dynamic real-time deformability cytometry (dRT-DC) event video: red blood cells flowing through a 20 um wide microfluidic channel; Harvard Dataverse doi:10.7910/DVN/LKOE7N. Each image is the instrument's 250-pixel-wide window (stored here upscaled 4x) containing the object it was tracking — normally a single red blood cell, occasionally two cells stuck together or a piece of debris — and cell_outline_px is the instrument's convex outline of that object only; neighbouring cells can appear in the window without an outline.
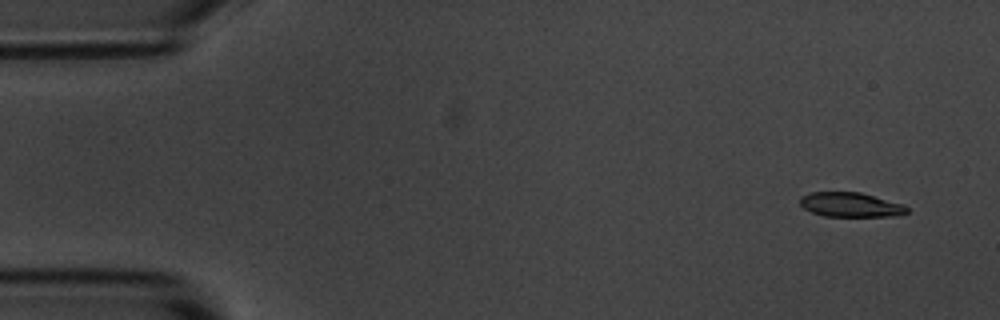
{"species": "common noctule bat (a hibernating species)", "species_latin": "Nyctalus noctula", "temperature_condition": "room temperature", "stored_images_in_passage": 10, "camera_frame_rate_fps": 3000, "um_per_image_px": 0.085, "animal": {"sex": "male", "body_mass_g": 20.1, "forearm_length_mm": 53.5}, "frame": {"image": 1, "passage_image": 1, "time_ms": 0.0, "image_size_px": [1000, 320], "cell_outline_px": [[908, 212], [900, 216], [824, 216], [812, 212], [804, 208], [800, 204], [800, 196], [812, 192], [860, 192], [904, 204], [908, 208]], "centroid_in_image_um": [72.32, 17.4], "position_along_channel_um": 12.7, "area_um2": 15.32}}
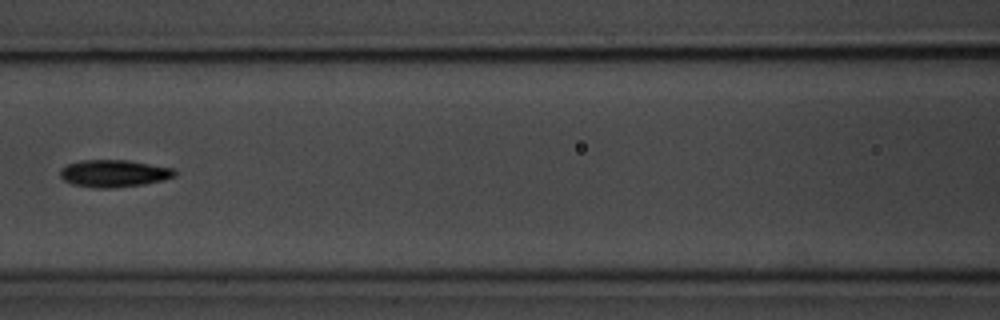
{"frame": {"image": 2, "passage_image": 7, "time_ms": 7.0, "image_size_px": [1000, 320], "cell_outline_px": [[176, 176], [164, 180], [144, 184], [112, 188], [92, 188], [72, 184], [64, 180], [60, 176], [60, 168], [68, 164], [84, 160], [128, 160], [176, 168]], "centroid_in_image_um": [9.71, 14.74], "position_along_channel_um": 156.9, "area_um2": 18.38}}
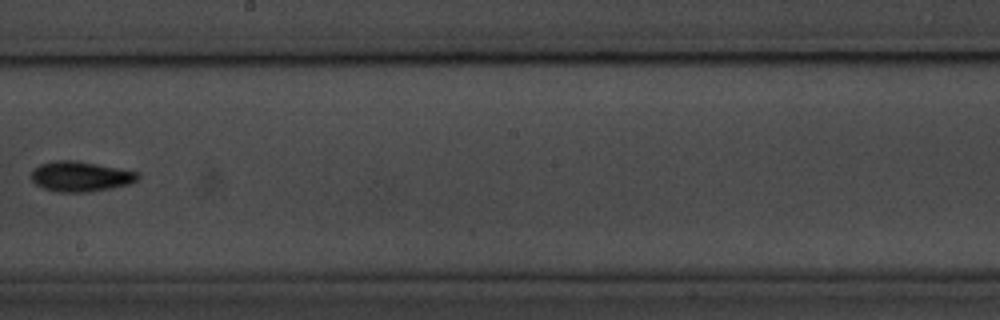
{"frame": {"image": 3, "passage_image": 9, "time_ms": 9.333, "image_size_px": [1000, 320], "cell_outline_px": [[140, 176], [132, 184], [92, 192], [56, 192], [44, 188], [36, 184], [32, 180], [32, 172], [40, 164], [52, 160], [72, 160], [96, 164], [140, 172]], "centroid_in_image_um": [6.88, 15.01], "position_along_channel_um": 241.3, "area_um2": 18.79}}